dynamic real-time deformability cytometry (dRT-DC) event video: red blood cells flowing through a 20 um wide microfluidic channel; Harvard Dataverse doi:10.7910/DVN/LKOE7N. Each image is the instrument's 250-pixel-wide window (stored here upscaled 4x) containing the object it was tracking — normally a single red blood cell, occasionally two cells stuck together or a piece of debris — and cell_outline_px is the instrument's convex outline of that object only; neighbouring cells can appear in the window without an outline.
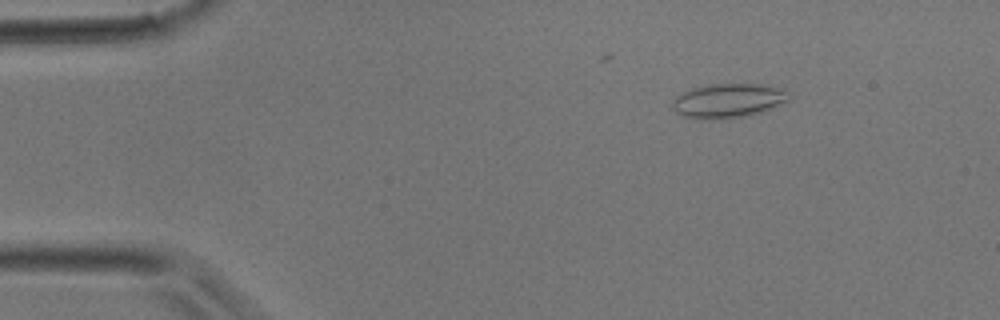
{"species": "common noctule bat (a hibernating species)", "species_latin": "Nyctalus noctula", "temperature_condition": "room temperature", "stored_images_in_passage": 40, "camera_frame_rate_fps": 3000, "um_per_image_px": 0.085, "animal": {"sex": "male", "body_mass_g": 17.9}, "frame": {"image": 1, "passage_image": 6, "time_ms": 1.667, "image_size_px": [1000, 320], "cell_outline_px": [[792, 96], [788, 100], [760, 112], [744, 116], [708, 120], [700, 120], [684, 116], [676, 112], [672, 108], [672, 100], [676, 96], [692, 88], [712, 84], [764, 84], [784, 88], [792, 92]], "centroid_in_image_um": [61.91, 8.55], "position_along_channel_um": 23.1, "area_um2": 23.41}}
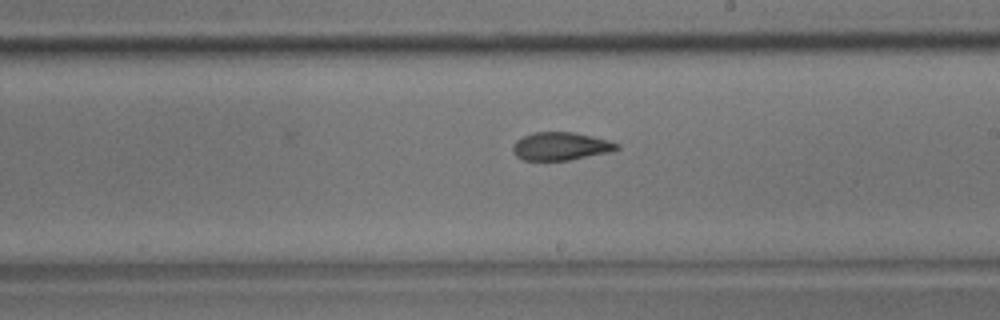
{"frame": {"image": 2, "passage_image": 23, "time_ms": 7.333, "image_size_px": [1000, 320], "cell_outline_px": [[620, 148], [612, 152], [568, 160], [524, 160], [516, 156], [512, 152], [512, 144], [516, 140], [532, 132], [572, 132], [592, 136], [608, 140], [620, 144]], "centroid_in_image_um": [47.66, 12.43], "position_along_channel_um": 241.3, "area_um2": 17.11}}
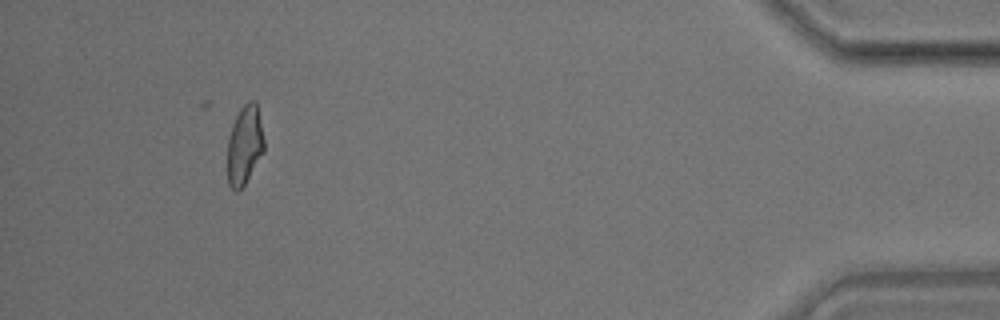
{"frame": {"image": 3, "passage_image": 37, "time_ms": 12.0, "image_size_px": [1000, 320], "cell_outline_px": [[264, 152], [244, 184], [236, 192], [228, 184], [228, 140], [232, 124], [240, 108], [248, 100], [256, 100], [264, 140]], "centroid_in_image_um": [20.79, 12.3], "position_along_channel_um": 414.4, "area_um2": 16.76}}